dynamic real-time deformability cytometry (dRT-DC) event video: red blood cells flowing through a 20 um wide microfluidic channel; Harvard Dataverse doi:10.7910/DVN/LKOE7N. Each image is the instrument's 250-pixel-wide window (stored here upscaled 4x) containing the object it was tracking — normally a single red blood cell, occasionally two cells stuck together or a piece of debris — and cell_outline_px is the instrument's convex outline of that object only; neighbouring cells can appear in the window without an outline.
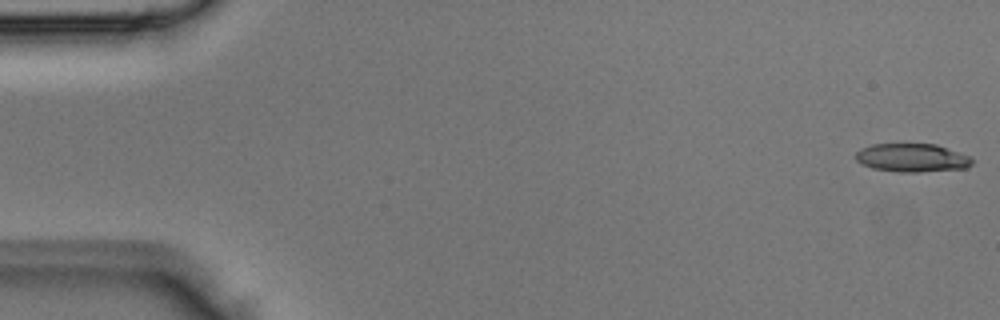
{"species": "Egyptian fruit bat (a non-hibernating species)", "species_latin": "Rousettus aegyptiacus", "temperature_condition": "room temperature", "stored_images_in_passage": 5, "camera_frame_rate_fps": 3000, "um_per_image_px": 0.085, "animal": {"sex": "male"}, "frame": {"image": 1, "passage_image": 1, "time_ms": 0.0, "image_size_px": [1000, 320], "cell_outline_px": [[972, 164], [968, 168], [920, 172], [900, 172], [872, 168], [860, 164], [856, 160], [856, 152], [860, 148], [872, 144], [936, 144], [968, 156], [972, 160]], "centroid_in_image_um": [77.49, 13.42], "position_along_channel_um": 7.5, "area_um2": 19.25}}